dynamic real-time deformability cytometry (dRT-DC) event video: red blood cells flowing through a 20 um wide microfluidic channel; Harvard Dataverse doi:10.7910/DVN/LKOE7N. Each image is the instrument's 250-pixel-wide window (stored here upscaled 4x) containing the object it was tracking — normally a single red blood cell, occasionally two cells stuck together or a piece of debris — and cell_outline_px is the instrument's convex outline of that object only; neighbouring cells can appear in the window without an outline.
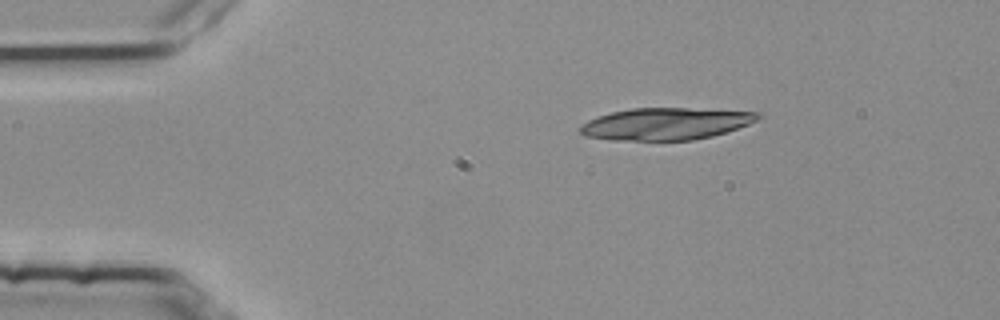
{"species": "common noctule bat (a hibernating species)", "species_latin": "Nyctalus noctula", "temperature_condition": "room temperature", "stored_images_in_passage": 5, "camera_frame_rate_fps": 3000, "um_per_image_px": 0.085, "animal": {"sex": "female", "body_mass_g": 25.1}, "frame": {"image": 1, "passage_image": 1, "time_ms": 0.0, "image_size_px": [1000, 320], "cell_outline_px": [[760, 116], [756, 120], [748, 124], [712, 136], [692, 140], [608, 140], [584, 136], [576, 128], [580, 124], [596, 116], [612, 112], [632, 108], [688, 108], [760, 112]], "centroid_in_image_um": [56.5, 10.52], "position_along_channel_um": 28.5, "area_um2": 33.23}}